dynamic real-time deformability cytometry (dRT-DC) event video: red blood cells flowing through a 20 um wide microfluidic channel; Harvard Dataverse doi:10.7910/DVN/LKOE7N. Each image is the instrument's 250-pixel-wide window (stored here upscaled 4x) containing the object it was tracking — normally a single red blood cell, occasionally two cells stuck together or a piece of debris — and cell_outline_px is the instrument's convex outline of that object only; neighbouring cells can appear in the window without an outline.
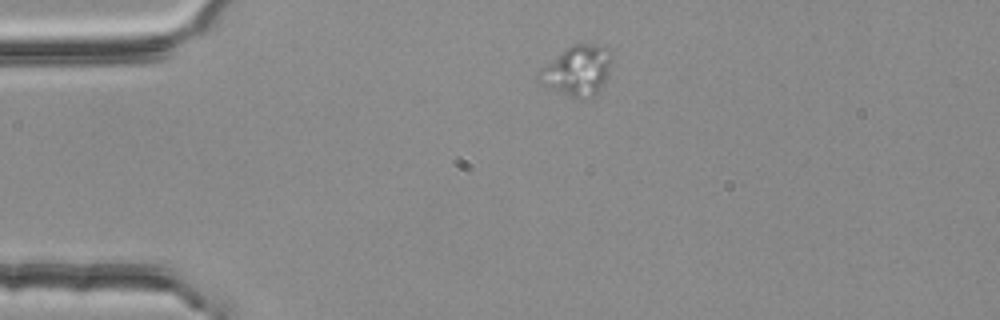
{"species": "common noctule bat (a hibernating species)", "species_latin": "Nyctalus noctula", "temperature_condition": "room temperature", "stored_images_in_passage": 2, "camera_frame_rate_fps": 3000, "um_per_image_px": 0.085, "animal": {"sex": "female", "body_mass_g": 25.1}, "frame": {"image": 1, "passage_image": 1, "time_ms": 0.0, "image_size_px": [1000, 320], "cell_outline_px": [[612, 56], [608, 76], [604, 84], [592, 96], [572, 96], [540, 84], [536, 80], [536, 72], [540, 68], [572, 44], [592, 44], [612, 48]], "centroid_in_image_um": [49.07, 5.95], "position_along_channel_um": 35.9, "area_um2": 21.1}}
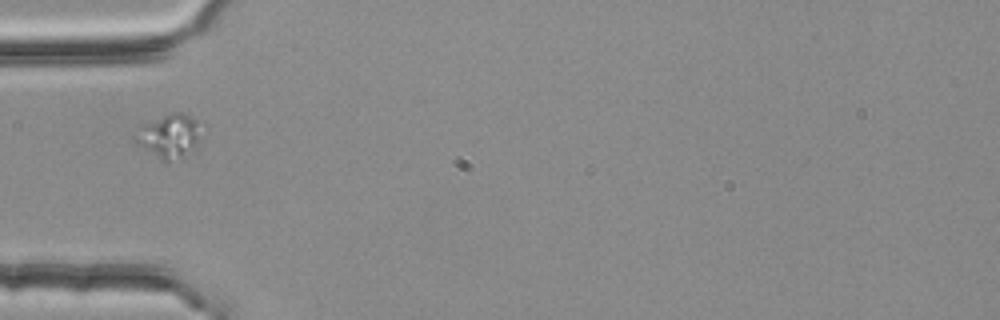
{"frame": {"image": 2, "passage_image": 2, "time_ms": 0.333, "image_size_px": [1000, 320], "cell_outline_px": [[200, 144], [196, 148], [180, 156], [168, 160], [160, 160], [140, 144], [132, 136], [144, 124], [172, 112], [184, 112], [196, 120]], "centroid_in_image_um": [14.39, 11.54], "position_along_channel_um": 70.6, "area_um2": 16.07}}